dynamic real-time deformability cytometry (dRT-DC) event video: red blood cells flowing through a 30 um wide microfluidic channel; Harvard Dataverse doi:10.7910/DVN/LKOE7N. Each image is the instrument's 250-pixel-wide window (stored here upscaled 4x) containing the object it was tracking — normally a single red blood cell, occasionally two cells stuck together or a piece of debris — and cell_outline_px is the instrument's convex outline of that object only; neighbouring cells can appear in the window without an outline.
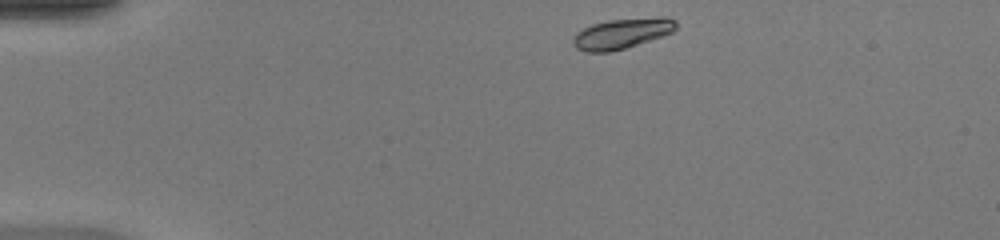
{"species": "common noctule bat (a hibernating species)", "species_latin": "Nyctalus noctula", "temperature_condition": "warm", "stored_images_in_passage": 40, "camera_frame_rate_fps": 3000, "um_per_image_px": 0.085, "animal": {"sex": "female", "body_mass_g": 20.0, "forearm_length_mm": 54.0}, "frame": {"image": 1, "passage_image": 1, "time_ms": 0.0, "image_size_px": [1000, 240], "cell_outline_px": [[676, 28], [672, 32], [664, 36], [612, 52], [584, 52], [576, 48], [572, 44], [572, 40], [576, 32], [592, 24], [608, 20], [660, 16], [668, 16], [676, 20]], "centroid_in_image_um": [52.88, 2.84], "position_along_channel_um": 32.1, "area_um2": 18.55}}
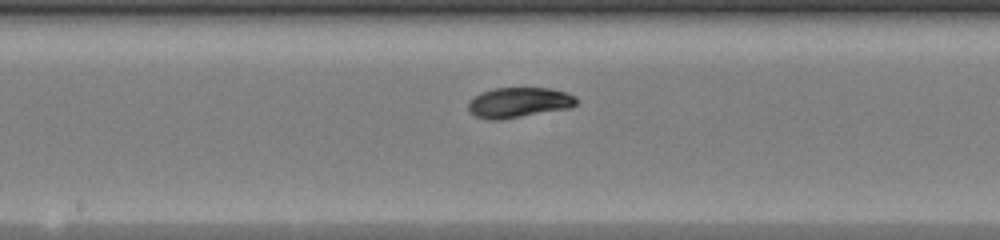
{"frame": {"image": 2, "passage_image": 18, "time_ms": 5.667, "image_size_px": [1000, 240], "cell_outline_px": [[576, 104], [572, 108], [500, 120], [488, 120], [476, 116], [468, 112], [468, 100], [472, 96], [480, 92], [492, 88], [552, 88], [576, 96]], "centroid_in_image_um": [44.06, 8.71], "position_along_channel_um": 204.1, "area_um2": 19.42}}
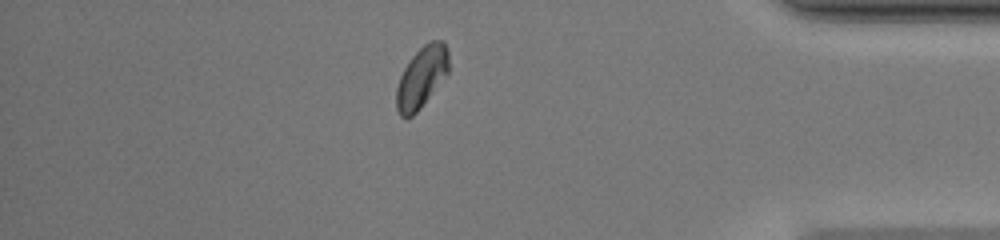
{"frame": {"image": 3, "passage_image": 34, "time_ms": 11.0, "image_size_px": [1000, 240], "cell_outline_px": [[448, 72], [420, 108], [412, 116], [400, 116], [396, 108], [396, 88], [400, 76], [404, 68], [412, 56], [424, 44], [432, 40], [444, 40], [448, 52]], "centroid_in_image_um": [35.82, 6.54], "position_along_channel_um": 399.4, "area_um2": 18.38}, "authors_computed_cell_mechanics": {"area_um2": 18.6405, "velocity_mm_per_s": 4.2121, "shape_relaxation_time_tau1_ms": 3.0082, "shape_relaxation_time_tau2_ms": null, "deformation_change_tau1": 0.1488, "deformation_change_tau2": null}}